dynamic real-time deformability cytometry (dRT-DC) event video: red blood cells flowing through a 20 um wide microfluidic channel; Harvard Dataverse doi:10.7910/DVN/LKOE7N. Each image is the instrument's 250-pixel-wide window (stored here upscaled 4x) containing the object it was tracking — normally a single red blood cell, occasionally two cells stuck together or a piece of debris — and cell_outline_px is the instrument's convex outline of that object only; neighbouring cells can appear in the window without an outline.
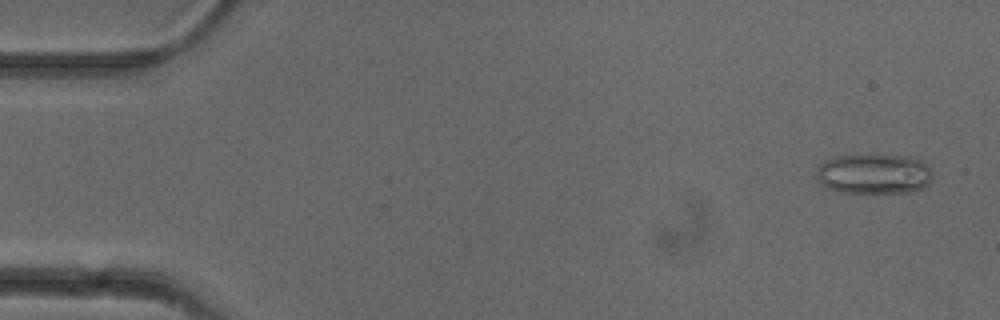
{"species": "common noctule bat (a hibernating species)", "species_latin": "Nyctalus noctula", "temperature_condition": "cold", "stored_images_in_passage": 52, "camera_frame_rate_fps": 3000, "um_per_image_px": 0.085, "animal": {"sex": "female"}, "frame": {"image": 1, "passage_image": 3, "time_ms": 0.667, "image_size_px": [1000, 320], "cell_outline_px": [[932, 180], [924, 188], [912, 192], [840, 192], [828, 188], [820, 184], [816, 176], [816, 168], [820, 164], [836, 156], [912, 156], [924, 160], [928, 164], [932, 172]], "centroid_in_image_um": [74.33, 14.79], "position_along_channel_um": 10.7, "area_um2": 27.22}}
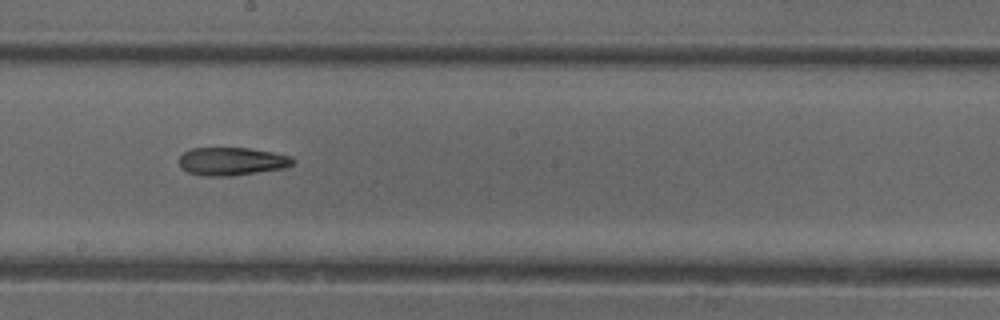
{"frame": {"image": 2, "passage_image": 29, "time_ms": 9.333, "image_size_px": [1000, 320], "cell_outline_px": [[296, 160], [292, 164], [284, 168], [232, 176], [204, 176], [188, 172], [180, 168], [180, 156], [184, 152], [192, 148], [248, 148], [272, 152], [292, 156]], "centroid_in_image_um": [19.71, 13.72], "position_along_channel_um": 228.5, "area_um2": 18.61}}
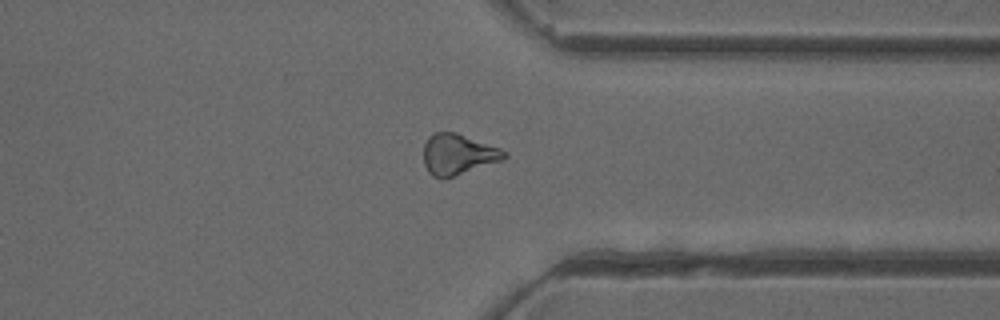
{"frame": {"image": 3, "passage_image": 40, "time_ms": 13.0, "image_size_px": [1000, 320], "cell_outline_px": [[508, 156], [504, 160], [444, 180], [432, 176], [428, 172], [424, 164], [424, 144], [428, 136], [436, 132], [456, 132], [500, 148], [508, 152]], "centroid_in_image_um": [38.94, 13.14], "position_along_channel_um": 372.5, "area_um2": 19.54}, "authors_computed_cell_mechanics": {"area_um2": 19.5942, "velocity_mm_per_s": 4.0035, "shape_relaxation_time_tau1_ms": null, "shape_relaxation_time_tau2_ms": 7.5272, "deformation_change_tau1": null, "deformation_change_tau2": 0.2087}}